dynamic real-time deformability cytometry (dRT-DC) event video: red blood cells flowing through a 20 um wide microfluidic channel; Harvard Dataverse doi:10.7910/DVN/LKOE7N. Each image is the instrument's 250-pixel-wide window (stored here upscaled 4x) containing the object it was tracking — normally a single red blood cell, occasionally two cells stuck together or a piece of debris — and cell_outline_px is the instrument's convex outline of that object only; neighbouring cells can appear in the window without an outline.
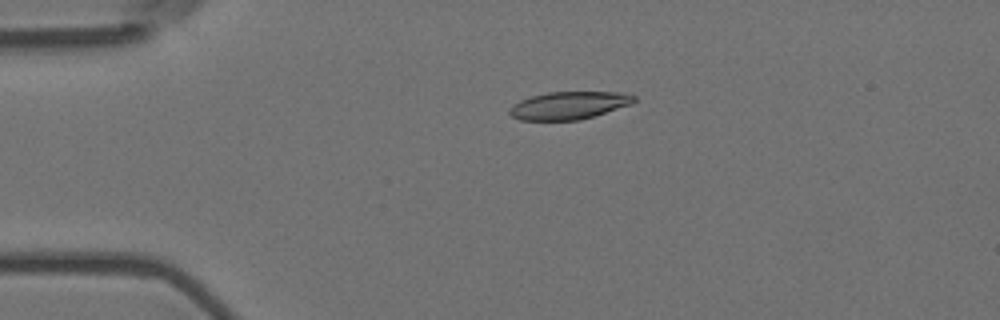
{"species": "Egyptian fruit bat (a non-hibernating species)", "species_latin": "Rousettus aegyptiacus", "temperature_condition": "room temperature", "stored_images_in_passage": 8, "camera_frame_rate_fps": 3000, "um_per_image_px": 0.085, "animal": {"sex": "female"}, "frame": {"image": 1, "passage_image": 4, "time_ms": 1.0, "image_size_px": [1000, 320], "cell_outline_px": [[636, 100], [632, 104], [580, 120], [520, 120], [512, 116], [508, 112], [508, 108], [512, 104], [520, 100], [532, 96], [548, 92], [624, 92], [636, 96]], "centroid_in_image_um": [48.35, 8.95], "position_along_channel_um": 36.6, "area_um2": 20.17}}
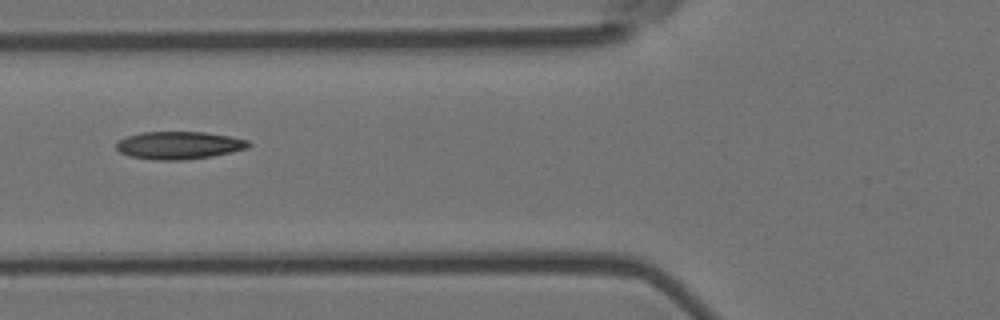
{"frame": {"image": 2, "passage_image": 6, "time_ms": 1.667, "image_size_px": [1000, 320], "cell_outline_px": [[252, 144], [248, 148], [212, 156], [180, 160], [152, 160], [128, 156], [120, 152], [116, 148], [116, 144], [120, 140], [128, 136], [144, 132], [204, 132], [228, 136], [248, 140]], "centroid_in_image_um": [15.21, 12.35], "position_along_channel_um": 110.6, "area_um2": 21.21}}
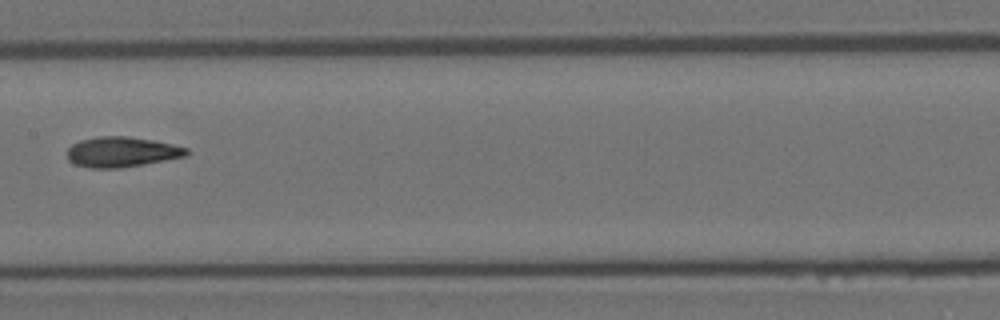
{"frame": {"image": 3, "passage_image": 8, "time_ms": 2.333, "image_size_px": [1000, 320], "cell_outline_px": [[188, 152], [184, 156], [120, 168], [88, 168], [76, 164], [68, 160], [68, 148], [72, 144], [80, 140], [96, 136], [128, 136], [152, 140], [172, 144], [188, 148]], "centroid_in_image_um": [10.29, 12.9], "position_along_channel_um": 197.1, "area_um2": 20.81}}